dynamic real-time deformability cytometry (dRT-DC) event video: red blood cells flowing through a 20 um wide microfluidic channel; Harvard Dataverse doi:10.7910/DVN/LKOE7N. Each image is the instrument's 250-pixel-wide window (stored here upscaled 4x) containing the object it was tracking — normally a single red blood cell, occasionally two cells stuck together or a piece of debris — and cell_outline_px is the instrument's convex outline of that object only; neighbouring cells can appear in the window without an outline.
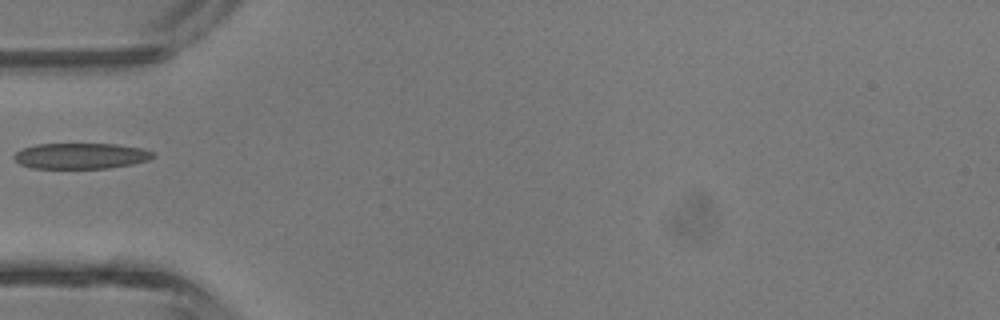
{"species": "common noctule bat (a hibernating species)", "species_latin": "Nyctalus noctula", "temperature_condition": "room temperature", "stored_images_in_passage": 1, "camera_frame_rate_fps": 3000, "um_per_image_px": 0.085, "animal": {"sex": "male", "body_mass_g": 13.3}, "frame": {"image": 1, "passage_image": 1, "time_ms": 0.0, "image_size_px": [1000, 320], "cell_outline_px": [[156, 156], [148, 160], [132, 164], [108, 168], [32, 168], [20, 164], [12, 156], [16, 152], [24, 148], [36, 144], [116, 144], [144, 148], [152, 152]], "centroid_in_image_um": [6.89, 13.25], "position_along_channel_um": 78.1, "area_um2": 20.87}}